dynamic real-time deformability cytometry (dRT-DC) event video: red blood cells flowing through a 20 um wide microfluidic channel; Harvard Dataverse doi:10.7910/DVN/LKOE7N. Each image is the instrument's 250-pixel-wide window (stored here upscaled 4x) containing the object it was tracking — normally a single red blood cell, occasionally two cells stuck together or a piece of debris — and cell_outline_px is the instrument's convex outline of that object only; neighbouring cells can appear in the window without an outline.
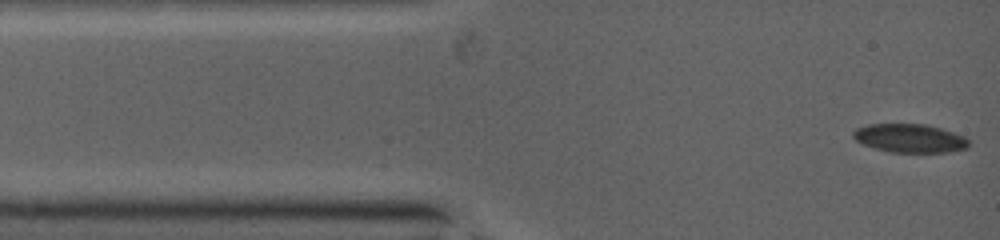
{"species": "common noctule bat (a hibernating species)", "species_latin": "Nyctalus noctula", "temperature_condition": "warm", "stored_images_in_passage": 3, "camera_frame_rate_fps": 5000, "um_per_image_px": 0.085, "animal": {"sex": "female", "body_mass_g": 19.0, "forearm_length_mm": 53.3}, "frame": {"image": 1, "passage_image": 1, "time_ms": 0.0, "image_size_px": [1000, 240], "cell_outline_px": [[968, 144], [964, 148], [944, 152], [892, 152], [876, 148], [864, 144], [856, 140], [852, 136], [852, 132], [856, 128], [868, 124], [924, 124], [940, 128], [964, 136], [968, 140]], "centroid_in_image_um": [77.28, 11.74], "position_along_channel_um": 7.7, "area_um2": 18.9}}